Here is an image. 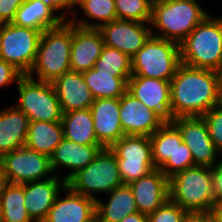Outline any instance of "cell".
<instances>
[{
	"label": "cell",
	"instance_id": "cell-1",
	"mask_svg": "<svg viewBox=\"0 0 222 222\" xmlns=\"http://www.w3.org/2000/svg\"><path fill=\"white\" fill-rule=\"evenodd\" d=\"M220 79L214 70L180 64L170 81L171 109L177 117L204 116L219 103Z\"/></svg>",
	"mask_w": 222,
	"mask_h": 222
},
{
	"label": "cell",
	"instance_id": "cell-2",
	"mask_svg": "<svg viewBox=\"0 0 222 222\" xmlns=\"http://www.w3.org/2000/svg\"><path fill=\"white\" fill-rule=\"evenodd\" d=\"M72 23L62 22L55 28L42 32L35 63L28 74L36 80L52 83L56 78L71 71L70 56ZM36 72V73H35Z\"/></svg>",
	"mask_w": 222,
	"mask_h": 222
},
{
	"label": "cell",
	"instance_id": "cell-3",
	"mask_svg": "<svg viewBox=\"0 0 222 222\" xmlns=\"http://www.w3.org/2000/svg\"><path fill=\"white\" fill-rule=\"evenodd\" d=\"M208 15L197 0H169L152 5L151 27L155 37L181 43Z\"/></svg>",
	"mask_w": 222,
	"mask_h": 222
},
{
	"label": "cell",
	"instance_id": "cell-4",
	"mask_svg": "<svg viewBox=\"0 0 222 222\" xmlns=\"http://www.w3.org/2000/svg\"><path fill=\"white\" fill-rule=\"evenodd\" d=\"M181 63L216 71L222 60V17L208 15L179 44Z\"/></svg>",
	"mask_w": 222,
	"mask_h": 222
},
{
	"label": "cell",
	"instance_id": "cell-5",
	"mask_svg": "<svg viewBox=\"0 0 222 222\" xmlns=\"http://www.w3.org/2000/svg\"><path fill=\"white\" fill-rule=\"evenodd\" d=\"M212 168L194 165L169 178L170 200L186 212H210L215 204Z\"/></svg>",
	"mask_w": 222,
	"mask_h": 222
},
{
	"label": "cell",
	"instance_id": "cell-6",
	"mask_svg": "<svg viewBox=\"0 0 222 222\" xmlns=\"http://www.w3.org/2000/svg\"><path fill=\"white\" fill-rule=\"evenodd\" d=\"M180 64L179 43L153 35L131 57L132 76L171 81Z\"/></svg>",
	"mask_w": 222,
	"mask_h": 222
},
{
	"label": "cell",
	"instance_id": "cell-7",
	"mask_svg": "<svg viewBox=\"0 0 222 222\" xmlns=\"http://www.w3.org/2000/svg\"><path fill=\"white\" fill-rule=\"evenodd\" d=\"M123 185L116 156L109 148L102 149L85 168L74 174L67 182L72 191L94 200V193H110Z\"/></svg>",
	"mask_w": 222,
	"mask_h": 222
},
{
	"label": "cell",
	"instance_id": "cell-8",
	"mask_svg": "<svg viewBox=\"0 0 222 222\" xmlns=\"http://www.w3.org/2000/svg\"><path fill=\"white\" fill-rule=\"evenodd\" d=\"M19 94L15 106L24 112L30 122H60L62 111L53 84L23 75L17 82Z\"/></svg>",
	"mask_w": 222,
	"mask_h": 222
},
{
	"label": "cell",
	"instance_id": "cell-9",
	"mask_svg": "<svg viewBox=\"0 0 222 222\" xmlns=\"http://www.w3.org/2000/svg\"><path fill=\"white\" fill-rule=\"evenodd\" d=\"M42 31L0 24V59L12 64L23 75H28L35 63Z\"/></svg>",
	"mask_w": 222,
	"mask_h": 222
},
{
	"label": "cell",
	"instance_id": "cell-10",
	"mask_svg": "<svg viewBox=\"0 0 222 222\" xmlns=\"http://www.w3.org/2000/svg\"><path fill=\"white\" fill-rule=\"evenodd\" d=\"M109 149L116 156L123 184H129L155 169L151 141L147 136L124 135Z\"/></svg>",
	"mask_w": 222,
	"mask_h": 222
},
{
	"label": "cell",
	"instance_id": "cell-11",
	"mask_svg": "<svg viewBox=\"0 0 222 222\" xmlns=\"http://www.w3.org/2000/svg\"><path fill=\"white\" fill-rule=\"evenodd\" d=\"M0 161L11 184L44 180L53 173L50 157L26 146L4 154Z\"/></svg>",
	"mask_w": 222,
	"mask_h": 222
},
{
	"label": "cell",
	"instance_id": "cell-12",
	"mask_svg": "<svg viewBox=\"0 0 222 222\" xmlns=\"http://www.w3.org/2000/svg\"><path fill=\"white\" fill-rule=\"evenodd\" d=\"M127 92L154 111L164 124H173L176 118L171 109L170 81L131 76Z\"/></svg>",
	"mask_w": 222,
	"mask_h": 222
},
{
	"label": "cell",
	"instance_id": "cell-13",
	"mask_svg": "<svg viewBox=\"0 0 222 222\" xmlns=\"http://www.w3.org/2000/svg\"><path fill=\"white\" fill-rule=\"evenodd\" d=\"M173 124L182 135L183 142L191 151L194 165L212 167L219 162V151L209 136L207 124L202 116L177 117ZM218 160V161H217Z\"/></svg>",
	"mask_w": 222,
	"mask_h": 222
},
{
	"label": "cell",
	"instance_id": "cell-14",
	"mask_svg": "<svg viewBox=\"0 0 222 222\" xmlns=\"http://www.w3.org/2000/svg\"><path fill=\"white\" fill-rule=\"evenodd\" d=\"M147 23L150 24L117 19L100 26L98 30L105 46L117 49L131 58L152 35L151 26L145 25Z\"/></svg>",
	"mask_w": 222,
	"mask_h": 222
},
{
	"label": "cell",
	"instance_id": "cell-15",
	"mask_svg": "<svg viewBox=\"0 0 222 222\" xmlns=\"http://www.w3.org/2000/svg\"><path fill=\"white\" fill-rule=\"evenodd\" d=\"M135 197L138 212L149 216L170 199L169 178L154 169L128 184Z\"/></svg>",
	"mask_w": 222,
	"mask_h": 222
},
{
	"label": "cell",
	"instance_id": "cell-16",
	"mask_svg": "<svg viewBox=\"0 0 222 222\" xmlns=\"http://www.w3.org/2000/svg\"><path fill=\"white\" fill-rule=\"evenodd\" d=\"M120 121L124 135L151 136L164 123L127 91L120 97Z\"/></svg>",
	"mask_w": 222,
	"mask_h": 222
},
{
	"label": "cell",
	"instance_id": "cell-17",
	"mask_svg": "<svg viewBox=\"0 0 222 222\" xmlns=\"http://www.w3.org/2000/svg\"><path fill=\"white\" fill-rule=\"evenodd\" d=\"M97 141L109 148L124 136L120 121V98L94 99L89 108Z\"/></svg>",
	"mask_w": 222,
	"mask_h": 222
},
{
	"label": "cell",
	"instance_id": "cell-18",
	"mask_svg": "<svg viewBox=\"0 0 222 222\" xmlns=\"http://www.w3.org/2000/svg\"><path fill=\"white\" fill-rule=\"evenodd\" d=\"M60 176L24 183V203L33 222H43L58 194L65 190L66 181Z\"/></svg>",
	"mask_w": 222,
	"mask_h": 222
},
{
	"label": "cell",
	"instance_id": "cell-19",
	"mask_svg": "<svg viewBox=\"0 0 222 222\" xmlns=\"http://www.w3.org/2000/svg\"><path fill=\"white\" fill-rule=\"evenodd\" d=\"M66 196L55 199L43 222H96V200L65 187Z\"/></svg>",
	"mask_w": 222,
	"mask_h": 222
},
{
	"label": "cell",
	"instance_id": "cell-20",
	"mask_svg": "<svg viewBox=\"0 0 222 222\" xmlns=\"http://www.w3.org/2000/svg\"><path fill=\"white\" fill-rule=\"evenodd\" d=\"M103 46L102 34L97 28H82L72 24L71 71L82 73L92 69Z\"/></svg>",
	"mask_w": 222,
	"mask_h": 222
},
{
	"label": "cell",
	"instance_id": "cell-21",
	"mask_svg": "<svg viewBox=\"0 0 222 222\" xmlns=\"http://www.w3.org/2000/svg\"><path fill=\"white\" fill-rule=\"evenodd\" d=\"M102 149L104 147L101 144L81 145L63 138L50 156L52 172L58 170L60 166L72 170L70 174L62 177L67 182L74 174L90 164Z\"/></svg>",
	"mask_w": 222,
	"mask_h": 222
},
{
	"label": "cell",
	"instance_id": "cell-22",
	"mask_svg": "<svg viewBox=\"0 0 222 222\" xmlns=\"http://www.w3.org/2000/svg\"><path fill=\"white\" fill-rule=\"evenodd\" d=\"M53 87L62 113L91 107L94 97L81 72L69 71L56 78Z\"/></svg>",
	"mask_w": 222,
	"mask_h": 222
},
{
	"label": "cell",
	"instance_id": "cell-23",
	"mask_svg": "<svg viewBox=\"0 0 222 222\" xmlns=\"http://www.w3.org/2000/svg\"><path fill=\"white\" fill-rule=\"evenodd\" d=\"M29 122L15 105L0 111V158L25 145Z\"/></svg>",
	"mask_w": 222,
	"mask_h": 222
},
{
	"label": "cell",
	"instance_id": "cell-24",
	"mask_svg": "<svg viewBox=\"0 0 222 222\" xmlns=\"http://www.w3.org/2000/svg\"><path fill=\"white\" fill-rule=\"evenodd\" d=\"M67 14L55 13L40 0H25L16 11L14 23L17 26L31 28L44 32L55 28L62 22H67Z\"/></svg>",
	"mask_w": 222,
	"mask_h": 222
},
{
	"label": "cell",
	"instance_id": "cell-25",
	"mask_svg": "<svg viewBox=\"0 0 222 222\" xmlns=\"http://www.w3.org/2000/svg\"><path fill=\"white\" fill-rule=\"evenodd\" d=\"M109 201L96 200V222H120L127 215L138 212L135 197L128 184L116 187L110 193Z\"/></svg>",
	"mask_w": 222,
	"mask_h": 222
},
{
	"label": "cell",
	"instance_id": "cell-26",
	"mask_svg": "<svg viewBox=\"0 0 222 222\" xmlns=\"http://www.w3.org/2000/svg\"><path fill=\"white\" fill-rule=\"evenodd\" d=\"M63 138L62 121L29 122L27 139L24 146L50 157Z\"/></svg>",
	"mask_w": 222,
	"mask_h": 222
},
{
	"label": "cell",
	"instance_id": "cell-27",
	"mask_svg": "<svg viewBox=\"0 0 222 222\" xmlns=\"http://www.w3.org/2000/svg\"><path fill=\"white\" fill-rule=\"evenodd\" d=\"M61 121L65 139L81 145L100 144L94 132L89 108L62 113Z\"/></svg>",
	"mask_w": 222,
	"mask_h": 222
},
{
	"label": "cell",
	"instance_id": "cell-28",
	"mask_svg": "<svg viewBox=\"0 0 222 222\" xmlns=\"http://www.w3.org/2000/svg\"><path fill=\"white\" fill-rule=\"evenodd\" d=\"M82 74L94 99L120 98L127 91V82L130 78L114 77L110 73L99 72L94 68Z\"/></svg>",
	"mask_w": 222,
	"mask_h": 222
},
{
	"label": "cell",
	"instance_id": "cell-29",
	"mask_svg": "<svg viewBox=\"0 0 222 222\" xmlns=\"http://www.w3.org/2000/svg\"><path fill=\"white\" fill-rule=\"evenodd\" d=\"M1 222H33L24 203V183L9 184L0 197Z\"/></svg>",
	"mask_w": 222,
	"mask_h": 222
},
{
	"label": "cell",
	"instance_id": "cell-30",
	"mask_svg": "<svg viewBox=\"0 0 222 222\" xmlns=\"http://www.w3.org/2000/svg\"><path fill=\"white\" fill-rule=\"evenodd\" d=\"M80 8L87 18L96 19V22L90 23L85 20L69 19V21L78 27L82 28H99L100 26L117 20V12L115 7V0H83Z\"/></svg>",
	"mask_w": 222,
	"mask_h": 222
},
{
	"label": "cell",
	"instance_id": "cell-31",
	"mask_svg": "<svg viewBox=\"0 0 222 222\" xmlns=\"http://www.w3.org/2000/svg\"><path fill=\"white\" fill-rule=\"evenodd\" d=\"M152 148V159L156 169H159L169 158H172L176 149V126L163 124L149 136Z\"/></svg>",
	"mask_w": 222,
	"mask_h": 222
},
{
	"label": "cell",
	"instance_id": "cell-32",
	"mask_svg": "<svg viewBox=\"0 0 222 222\" xmlns=\"http://www.w3.org/2000/svg\"><path fill=\"white\" fill-rule=\"evenodd\" d=\"M93 68L99 72L110 73L114 77L132 76L131 58L127 54L105 45Z\"/></svg>",
	"mask_w": 222,
	"mask_h": 222
},
{
	"label": "cell",
	"instance_id": "cell-33",
	"mask_svg": "<svg viewBox=\"0 0 222 222\" xmlns=\"http://www.w3.org/2000/svg\"><path fill=\"white\" fill-rule=\"evenodd\" d=\"M117 19L150 22L152 4L150 0H115Z\"/></svg>",
	"mask_w": 222,
	"mask_h": 222
},
{
	"label": "cell",
	"instance_id": "cell-34",
	"mask_svg": "<svg viewBox=\"0 0 222 222\" xmlns=\"http://www.w3.org/2000/svg\"><path fill=\"white\" fill-rule=\"evenodd\" d=\"M194 166V160L188 146L183 142L182 135L176 127V149L172 158H169L159 170L167 178H171L176 173Z\"/></svg>",
	"mask_w": 222,
	"mask_h": 222
},
{
	"label": "cell",
	"instance_id": "cell-35",
	"mask_svg": "<svg viewBox=\"0 0 222 222\" xmlns=\"http://www.w3.org/2000/svg\"><path fill=\"white\" fill-rule=\"evenodd\" d=\"M202 117L207 124L211 140L216 149L222 153V105L218 103Z\"/></svg>",
	"mask_w": 222,
	"mask_h": 222
},
{
	"label": "cell",
	"instance_id": "cell-36",
	"mask_svg": "<svg viewBox=\"0 0 222 222\" xmlns=\"http://www.w3.org/2000/svg\"><path fill=\"white\" fill-rule=\"evenodd\" d=\"M186 211L170 199L147 216L148 222H182Z\"/></svg>",
	"mask_w": 222,
	"mask_h": 222
},
{
	"label": "cell",
	"instance_id": "cell-37",
	"mask_svg": "<svg viewBox=\"0 0 222 222\" xmlns=\"http://www.w3.org/2000/svg\"><path fill=\"white\" fill-rule=\"evenodd\" d=\"M25 0H0V24L12 23L16 11Z\"/></svg>",
	"mask_w": 222,
	"mask_h": 222
},
{
	"label": "cell",
	"instance_id": "cell-38",
	"mask_svg": "<svg viewBox=\"0 0 222 222\" xmlns=\"http://www.w3.org/2000/svg\"><path fill=\"white\" fill-rule=\"evenodd\" d=\"M22 76L23 74L12 64L0 59V88L13 82L17 83Z\"/></svg>",
	"mask_w": 222,
	"mask_h": 222
},
{
	"label": "cell",
	"instance_id": "cell-39",
	"mask_svg": "<svg viewBox=\"0 0 222 222\" xmlns=\"http://www.w3.org/2000/svg\"><path fill=\"white\" fill-rule=\"evenodd\" d=\"M212 187L216 202L222 201V160L212 167Z\"/></svg>",
	"mask_w": 222,
	"mask_h": 222
},
{
	"label": "cell",
	"instance_id": "cell-40",
	"mask_svg": "<svg viewBox=\"0 0 222 222\" xmlns=\"http://www.w3.org/2000/svg\"><path fill=\"white\" fill-rule=\"evenodd\" d=\"M182 222H213L211 212H186Z\"/></svg>",
	"mask_w": 222,
	"mask_h": 222
},
{
	"label": "cell",
	"instance_id": "cell-41",
	"mask_svg": "<svg viewBox=\"0 0 222 222\" xmlns=\"http://www.w3.org/2000/svg\"><path fill=\"white\" fill-rule=\"evenodd\" d=\"M83 0H56L59 8L61 10H65L63 12H65L66 14V9H70L71 11L73 10L72 8L75 7L76 5H78L80 7L81 3Z\"/></svg>",
	"mask_w": 222,
	"mask_h": 222
},
{
	"label": "cell",
	"instance_id": "cell-42",
	"mask_svg": "<svg viewBox=\"0 0 222 222\" xmlns=\"http://www.w3.org/2000/svg\"><path fill=\"white\" fill-rule=\"evenodd\" d=\"M210 212L213 222H222V201L215 202Z\"/></svg>",
	"mask_w": 222,
	"mask_h": 222
},
{
	"label": "cell",
	"instance_id": "cell-43",
	"mask_svg": "<svg viewBox=\"0 0 222 222\" xmlns=\"http://www.w3.org/2000/svg\"><path fill=\"white\" fill-rule=\"evenodd\" d=\"M120 222H148V219L146 215L136 212L134 214L127 215Z\"/></svg>",
	"mask_w": 222,
	"mask_h": 222
},
{
	"label": "cell",
	"instance_id": "cell-44",
	"mask_svg": "<svg viewBox=\"0 0 222 222\" xmlns=\"http://www.w3.org/2000/svg\"><path fill=\"white\" fill-rule=\"evenodd\" d=\"M9 180L6 176L4 167L2 165V162L0 161V197L1 194L4 192V190L6 189V187L9 185Z\"/></svg>",
	"mask_w": 222,
	"mask_h": 222
},
{
	"label": "cell",
	"instance_id": "cell-45",
	"mask_svg": "<svg viewBox=\"0 0 222 222\" xmlns=\"http://www.w3.org/2000/svg\"><path fill=\"white\" fill-rule=\"evenodd\" d=\"M40 1H42V3L46 5L47 7H49L53 12H56L59 10L61 11L56 0H40Z\"/></svg>",
	"mask_w": 222,
	"mask_h": 222
},
{
	"label": "cell",
	"instance_id": "cell-46",
	"mask_svg": "<svg viewBox=\"0 0 222 222\" xmlns=\"http://www.w3.org/2000/svg\"><path fill=\"white\" fill-rule=\"evenodd\" d=\"M216 73H217L219 79H222V60H221L219 68L216 70Z\"/></svg>",
	"mask_w": 222,
	"mask_h": 222
},
{
	"label": "cell",
	"instance_id": "cell-47",
	"mask_svg": "<svg viewBox=\"0 0 222 222\" xmlns=\"http://www.w3.org/2000/svg\"><path fill=\"white\" fill-rule=\"evenodd\" d=\"M219 103L222 105V79H220Z\"/></svg>",
	"mask_w": 222,
	"mask_h": 222
},
{
	"label": "cell",
	"instance_id": "cell-48",
	"mask_svg": "<svg viewBox=\"0 0 222 222\" xmlns=\"http://www.w3.org/2000/svg\"><path fill=\"white\" fill-rule=\"evenodd\" d=\"M163 1H169V0H150L152 5L159 3V2H163Z\"/></svg>",
	"mask_w": 222,
	"mask_h": 222
},
{
	"label": "cell",
	"instance_id": "cell-49",
	"mask_svg": "<svg viewBox=\"0 0 222 222\" xmlns=\"http://www.w3.org/2000/svg\"><path fill=\"white\" fill-rule=\"evenodd\" d=\"M0 222H1V203H0Z\"/></svg>",
	"mask_w": 222,
	"mask_h": 222
}]
</instances>
